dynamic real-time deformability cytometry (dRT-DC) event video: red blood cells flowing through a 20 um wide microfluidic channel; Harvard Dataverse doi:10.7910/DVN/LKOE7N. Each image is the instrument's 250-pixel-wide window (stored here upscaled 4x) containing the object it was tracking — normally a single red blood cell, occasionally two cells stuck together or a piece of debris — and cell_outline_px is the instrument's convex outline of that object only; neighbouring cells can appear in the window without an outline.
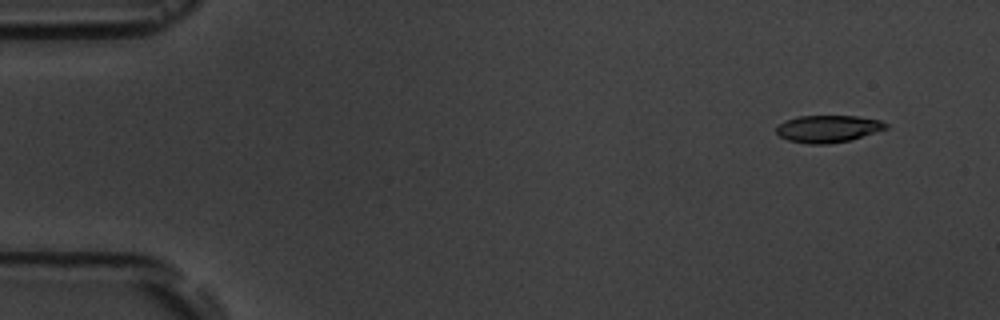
{"species": "common noctule bat (a hibernating species)", "species_latin": "Nyctalus noctula", "temperature_condition": "room temperature", "stored_images_in_passage": 10, "camera_frame_rate_fps": 3000, "um_per_image_px": 0.085, "animal": {"sex": "male", "body_mass_g": 19.5, "forearm_length_mm": 54.6}, "frame": {"image": 1, "passage_image": 1, "time_ms": 0.0, "image_size_px": [1000, 320], "cell_outline_px": [[888, 128], [848, 140], [828, 144], [808, 144], [788, 140], [780, 136], [776, 132], [776, 128], [784, 120], [796, 116], [856, 116], [880, 120], [888, 124]], "centroid_in_image_um": [70.35, 10.94], "position_along_channel_um": 14.7, "area_um2": 17.22}}
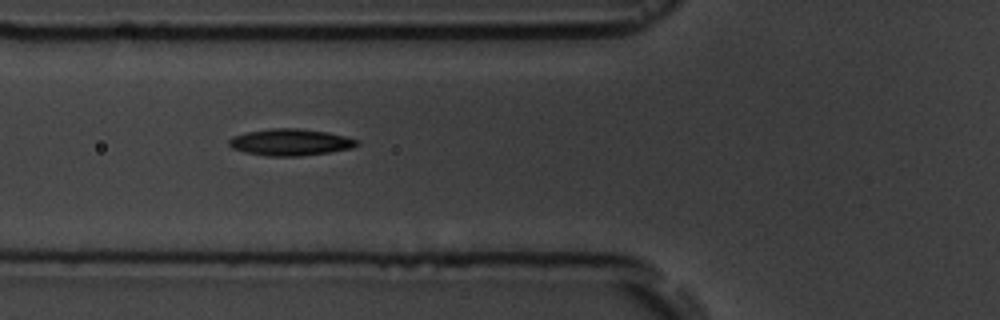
{"frame": {"image": 2, "passage_image": 6, "time_ms": 5.333, "image_size_px": [1000, 320], "cell_outline_px": [[360, 144], [352, 148], [328, 152], [300, 156], [268, 156], [244, 152], [232, 148], [228, 144], [228, 140], [232, 136], [248, 132], [272, 128], [296, 128], [324, 132], [348, 136], [360, 140]], "centroid_in_image_um": [24.7, 12.09], "position_along_channel_um": 101.1, "area_um2": 19.88}}
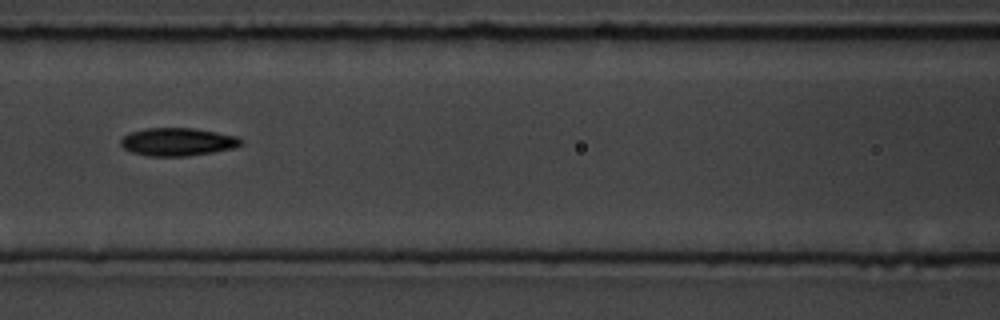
{"frame": {"image": 3, "passage_image": 7, "time_ms": 6.667, "image_size_px": [1000, 320], "cell_outline_px": [[244, 144], [232, 148], [212, 152], [188, 156], [148, 156], [132, 152], [124, 148], [120, 144], [120, 140], [128, 132], [148, 128], [192, 128], [240, 136], [244, 140]], "centroid_in_image_um": [15.12, 12.05], "position_along_channel_um": 151.5, "area_um2": 19.71}}